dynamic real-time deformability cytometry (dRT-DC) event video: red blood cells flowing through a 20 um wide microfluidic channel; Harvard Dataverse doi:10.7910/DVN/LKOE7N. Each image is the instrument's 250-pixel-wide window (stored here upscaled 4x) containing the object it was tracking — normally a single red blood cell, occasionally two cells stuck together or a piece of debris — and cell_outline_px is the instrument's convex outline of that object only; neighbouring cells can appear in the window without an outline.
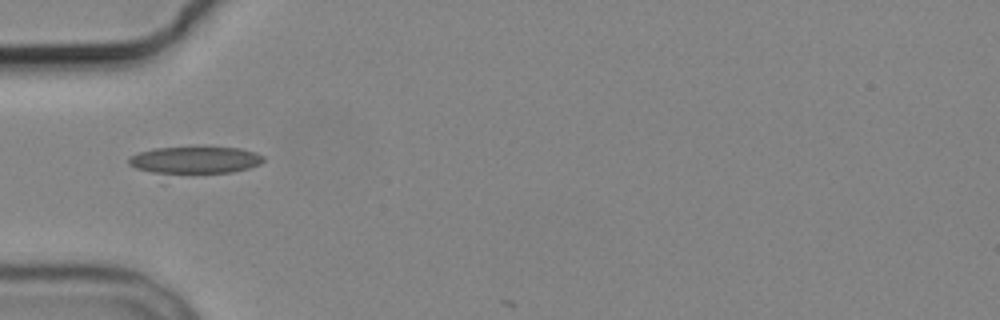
{"species": "common noctule bat (a hibernating species)", "species_latin": "Nyctalus noctula", "temperature_condition": "cold", "stored_images_in_passage": 2, "camera_frame_rate_fps": 3000, "um_per_image_px": 0.085, "animal": {"sex": "male", "body_mass_g": 19.2, "forearm_length_mm": 51.8}, "frame": {"image": 1, "passage_image": 1, "time_ms": 0.0, "image_size_px": [1000, 320], "cell_outline_px": [[264, 160], [260, 164], [248, 168], [232, 172], [152, 172], [136, 168], [128, 164], [128, 160], [132, 156], [140, 152], [152, 148], [240, 148], [256, 152], [264, 156]], "centroid_in_image_um": [16.61, 13.59], "position_along_channel_um": 68.4, "area_um2": 20.58}}
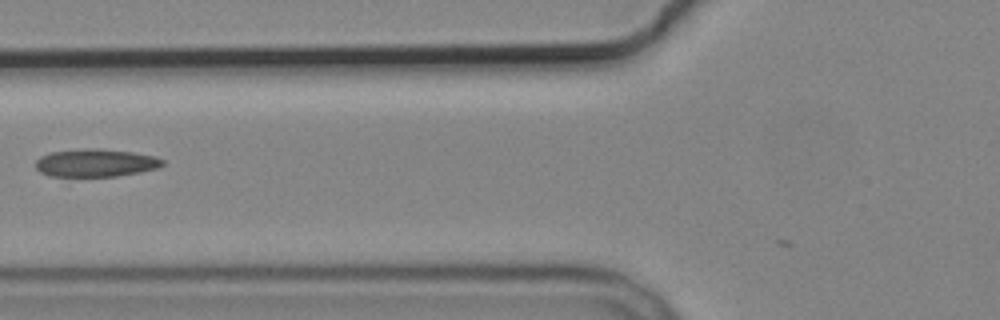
{"frame": {"image": 2, "passage_image": 2, "time_ms": 1.333, "image_size_px": [1000, 320], "cell_outline_px": [[164, 164], [160, 168], [140, 172], [116, 176], [48, 176], [40, 172], [36, 168], [36, 160], [40, 156], [48, 152], [88, 148], [96, 148], [132, 152], [156, 156], [164, 160]], "centroid_in_image_um": [8.14, 13.84], "position_along_channel_um": 117.7, "area_um2": 20.75}}